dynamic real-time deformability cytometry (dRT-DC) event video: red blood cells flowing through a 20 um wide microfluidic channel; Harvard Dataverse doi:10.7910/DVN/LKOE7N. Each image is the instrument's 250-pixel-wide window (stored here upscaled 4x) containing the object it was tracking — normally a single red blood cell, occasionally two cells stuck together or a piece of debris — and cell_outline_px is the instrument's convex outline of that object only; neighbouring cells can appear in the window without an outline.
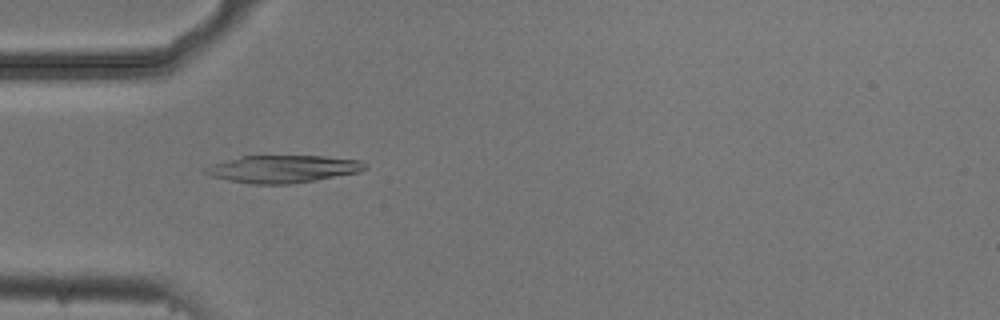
{"species": "common noctule bat (a hibernating species)", "species_latin": "Nyctalus noctula", "temperature_condition": "cold", "stored_images_in_passage": 54, "camera_frame_rate_fps": 3000, "um_per_image_px": 0.085, "animal": {"sex": "male", "body_mass_g": 20.5, "forearm_length_mm": 52.5}, "frame": {"image": 1, "passage_image": 16, "time_ms": 5.0, "image_size_px": [1000, 320], "cell_outline_px": [[368, 168], [360, 172], [316, 180], [292, 184], [252, 184], [228, 180], [212, 176], [204, 172], [204, 168], [212, 164], [244, 156], [324, 156], [360, 160]], "centroid_in_image_um": [24.08, 14.37], "position_along_channel_um": 60.9, "area_um2": 25.37}}
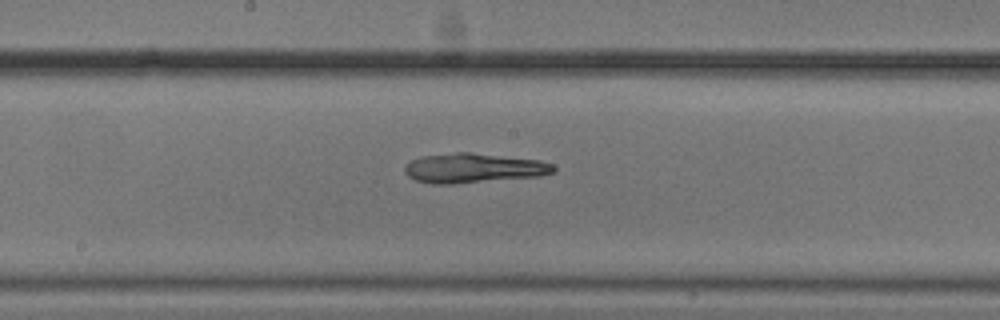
{"frame": {"image": 2, "passage_image": 28, "time_ms": 9.0, "image_size_px": [1000, 320], "cell_outline_px": [[556, 168], [552, 172], [540, 176], [456, 184], [432, 184], [416, 180], [408, 176], [404, 172], [404, 168], [412, 160], [424, 156], [456, 152], [472, 152], [540, 160], [552, 164]], "centroid_in_image_um": [40.26, 14.29], "position_along_channel_um": 207.9, "area_um2": 25.66}}
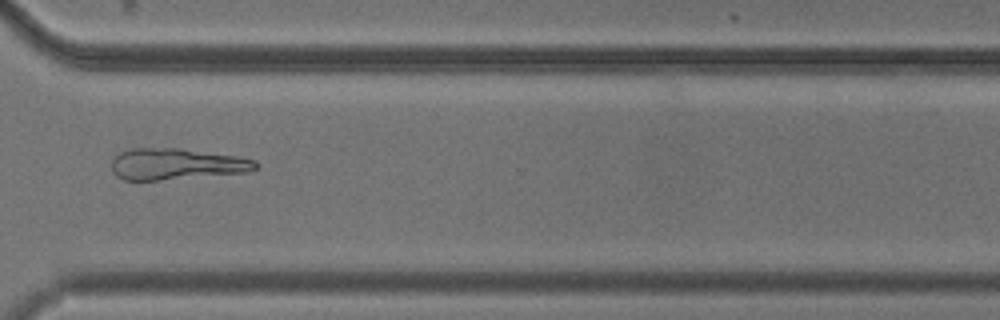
{"frame": {"image": 3, "passage_image": 40, "time_ms": 13.0, "image_size_px": [1000, 320], "cell_outline_px": [[260, 168], [248, 172], [160, 180], [124, 180], [116, 176], [112, 172], [112, 160], [120, 152], [132, 148], [180, 148], [236, 156], [256, 160], [260, 164]], "centroid_in_image_um": [15.02, 13.95], "position_along_channel_um": 355.6, "area_um2": 26.41}, "authors_computed_cell_mechanics": {"area_um2": 25.4898, "velocity_mm_per_s": 3.7099, "shape_relaxation_time_tau1_ms": 5.1892, "shape_relaxation_time_tau2_ms": null, "deformation_change_tau1": 0.0747, "deformation_change_tau2": null}}